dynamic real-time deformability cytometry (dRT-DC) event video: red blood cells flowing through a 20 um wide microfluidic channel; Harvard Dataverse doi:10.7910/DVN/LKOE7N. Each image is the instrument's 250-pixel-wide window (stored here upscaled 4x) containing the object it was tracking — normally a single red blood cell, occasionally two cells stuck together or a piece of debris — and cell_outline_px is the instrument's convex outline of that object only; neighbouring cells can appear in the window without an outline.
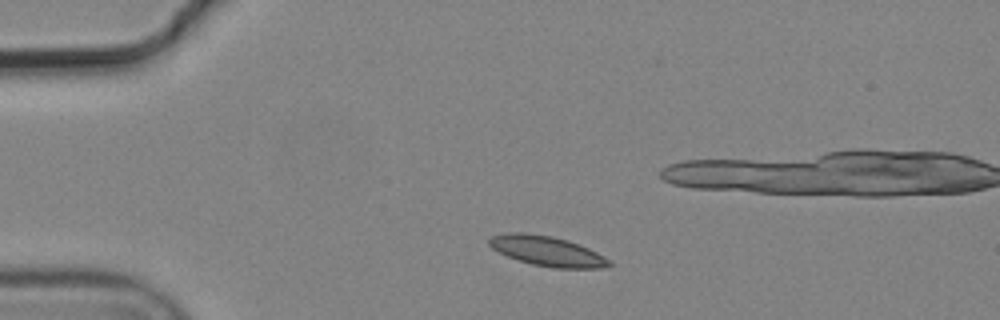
{"species": "common noctule bat (a hibernating species)", "species_latin": "Nyctalus noctula", "temperature_condition": "cold", "stored_images_in_passage": 4, "camera_frame_rate_fps": 3000, "um_per_image_px": 0.085, "animal": {"sex": "male", "body_mass_g": 19.2, "forearm_length_mm": 51.8}, "frame": {"image": 1, "passage_image": 2, "time_ms": 0.333, "image_size_px": [1000, 320], "cell_outline_px": [[612, 264], [600, 268], [552, 268], [532, 264], [508, 256], [492, 248], [488, 244], [488, 240], [492, 236], [508, 232], [524, 232], [552, 236], [568, 240], [588, 248], [612, 260]], "centroid_in_image_um": [46.51, 21.33], "position_along_channel_um": 38.5, "area_um2": 20.87}}